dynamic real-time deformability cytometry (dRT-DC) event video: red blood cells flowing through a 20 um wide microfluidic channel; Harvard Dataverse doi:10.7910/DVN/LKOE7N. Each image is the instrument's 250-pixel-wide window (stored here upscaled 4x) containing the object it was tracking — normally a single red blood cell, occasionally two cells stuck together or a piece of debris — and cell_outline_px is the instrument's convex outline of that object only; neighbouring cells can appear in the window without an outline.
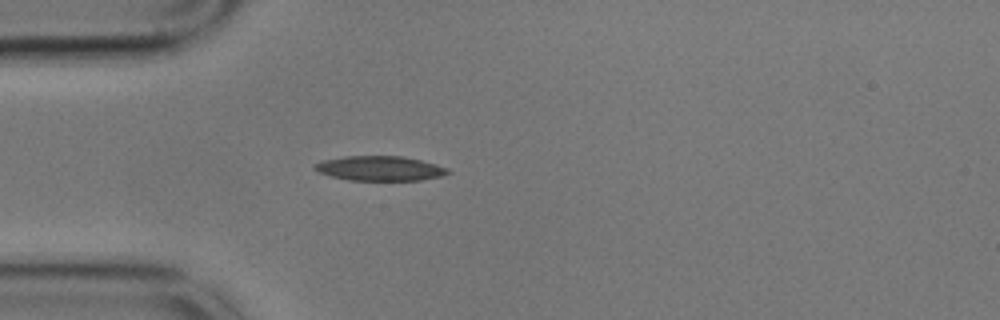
{"species": "common noctule bat (a hibernating species)", "species_latin": "Nyctalus noctula", "temperature_condition": "cold", "stored_images_in_passage": 41, "camera_frame_rate_fps": 3000, "um_per_image_px": 0.085, "animal": {"sex": "male", "body_mass_g": 17.9}, "frame": {"image": 1, "passage_image": 1, "time_ms": 0.0, "image_size_px": [1000, 320], "cell_outline_px": [[452, 172], [440, 176], [420, 180], [348, 180], [332, 176], [320, 172], [312, 168], [312, 164], [320, 160], [344, 156], [400, 156], [420, 160], [436, 164], [448, 168]], "centroid_in_image_um": [32.25, 14.3], "position_along_channel_um": 52.8, "area_um2": 19.19}}
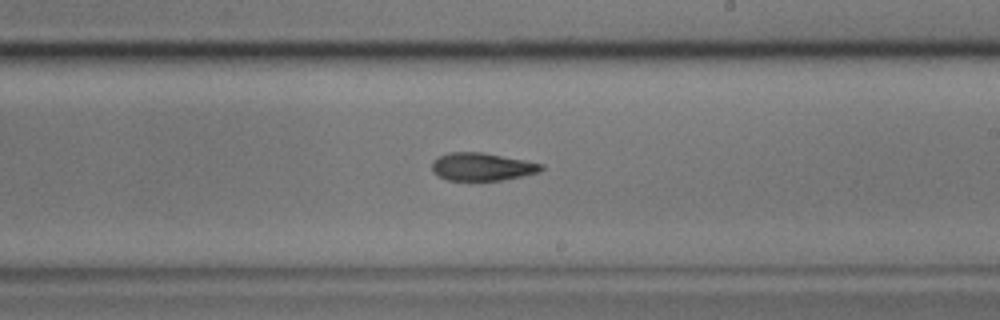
{"frame": {"image": 2, "passage_image": 18, "time_ms": 5.667, "image_size_px": [1000, 320], "cell_outline_px": [[544, 168], [540, 172], [500, 180], [448, 180], [436, 176], [432, 172], [432, 160], [436, 156], [448, 152], [484, 152], [544, 164]], "centroid_in_image_um": [40.92, 14.16], "position_along_channel_um": 248.1, "area_um2": 17.92}}
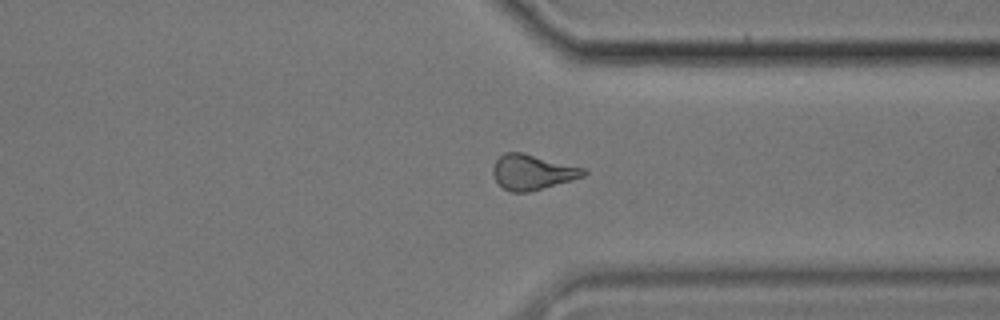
{"frame": {"image": 3, "passage_image": 28, "time_ms": 9.0, "image_size_px": [1000, 320], "cell_outline_px": [[588, 172], [584, 176], [572, 180], [528, 192], [508, 192], [496, 180], [492, 172], [492, 168], [496, 160], [504, 152], [524, 152], [588, 168]], "centroid_in_image_um": [45.29, 14.61], "position_along_channel_um": 366.1, "area_um2": 18.84}, "authors_computed_cell_mechanics": {"area_um2": 18.5538, "velocity_mm_per_s": 3.5582, "shape_relaxation_time_tau1_ms": 5.9546, "shape_relaxation_time_tau2_ms": 4.1456, "deformation_change_tau1": 0.1566, "deformation_change_tau2": 0.1261}}